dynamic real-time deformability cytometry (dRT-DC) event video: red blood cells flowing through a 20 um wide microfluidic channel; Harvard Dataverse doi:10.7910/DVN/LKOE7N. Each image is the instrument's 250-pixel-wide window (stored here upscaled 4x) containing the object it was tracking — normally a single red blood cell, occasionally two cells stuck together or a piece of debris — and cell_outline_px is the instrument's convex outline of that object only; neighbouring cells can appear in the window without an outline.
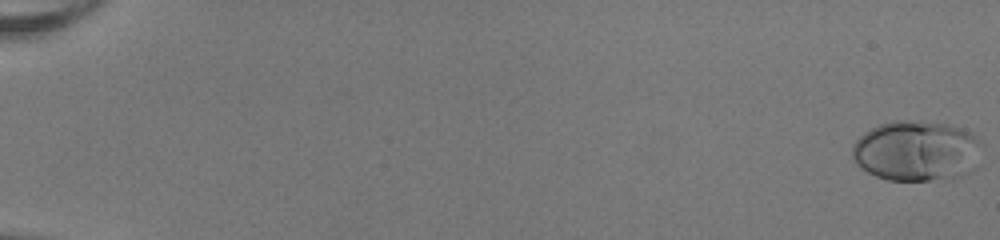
{"species": "human", "species_latin": "Homo sapiens", "temperature_condition": "room temperature", "stored_images_in_passage": 53, "camera_frame_rate_fps": 3000, "um_per_image_px": 0.085, "donor": {"sex": "female"}, "frame": {"image": 1, "passage_image": 1, "time_ms": 0.0, "image_size_px": [1000, 240], "cell_outline_px": [[984, 144], [976, 168], [960, 176], [928, 180], [888, 180], [876, 176], [868, 172], [856, 164], [852, 156], [852, 144], [864, 132], [880, 124], [896, 120], [904, 120], [952, 124], [972, 132]], "centroid_in_image_um": [77.95, 12.81], "position_along_channel_um": 7.1, "area_um2": 46.18}}
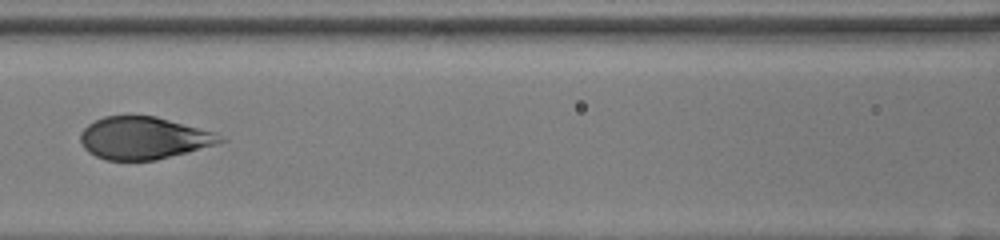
{"frame": {"image": 2, "passage_image": 27, "time_ms": 8.667, "image_size_px": [1000, 240], "cell_outline_px": [[228, 140], [216, 144], [156, 160], [104, 160], [88, 152], [84, 148], [80, 140], [80, 132], [88, 124], [104, 116], [156, 116], [216, 132]], "centroid_in_image_um": [12.21, 11.73], "position_along_channel_um": 154.4, "area_um2": 34.45}}
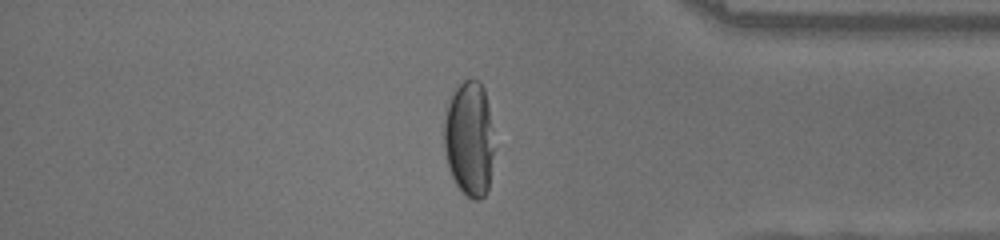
{"frame": {"image": 3, "passage_image": 46, "time_ms": 15.0, "image_size_px": [1000, 240], "cell_outline_px": [[492, 156], [488, 188], [484, 196], [480, 200], [472, 200], [456, 184], [452, 176], [448, 164], [444, 148], [444, 120], [448, 104], [456, 88], [464, 80], [480, 80], [484, 88], [488, 108], [492, 148]], "centroid_in_image_um": [39.86, 11.8], "position_along_channel_um": 395.3, "area_um2": 32.77}, "authors_computed_cell_mechanics": {"area_um2": 37.6278, "velocity_mm_per_s": 4.0278, "shape_relaxation_time_tau1_ms": 4.9448, "shape_relaxation_time_tau2_ms": null, "deformation_change_tau1": 0.2571, "deformation_change_tau2": null}}